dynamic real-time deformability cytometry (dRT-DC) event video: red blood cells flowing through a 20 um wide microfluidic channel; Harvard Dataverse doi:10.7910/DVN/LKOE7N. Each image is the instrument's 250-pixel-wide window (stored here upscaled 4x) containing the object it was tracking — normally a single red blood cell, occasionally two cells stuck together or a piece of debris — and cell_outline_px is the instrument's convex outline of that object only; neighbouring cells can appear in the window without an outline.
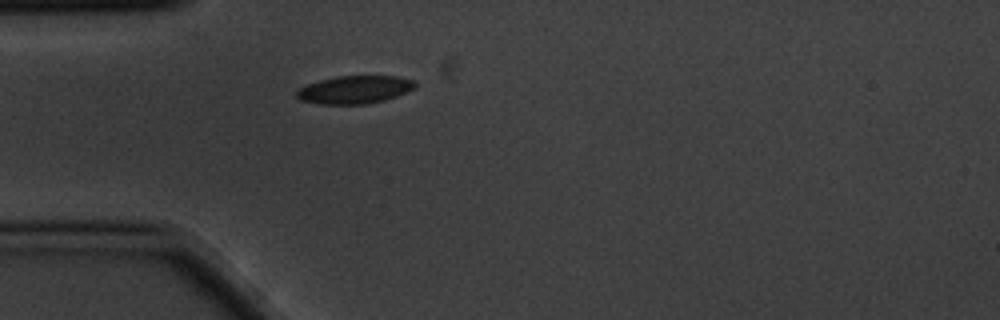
{"species": "common noctule bat (a hibernating species)", "species_latin": "Nyctalus noctula", "temperature_condition": "cold", "stored_images_in_passage": 5, "camera_frame_rate_fps": 3000, "um_per_image_px": 0.085, "animal": {"sex": "male", "body_mass_g": 20.1, "forearm_length_mm": 53.5}, "frame": {"image": 1, "passage_image": 5, "time_ms": 1.333, "image_size_px": [1000, 320], "cell_outline_px": [[416, 88], [396, 96], [384, 100], [364, 104], [320, 104], [300, 100], [296, 96], [296, 92], [300, 88], [308, 84], [320, 80], [336, 76], [396, 76], [412, 80], [416, 84]], "centroid_in_image_um": [30.14, 7.62], "position_along_channel_um": 54.9, "area_um2": 19.13}}